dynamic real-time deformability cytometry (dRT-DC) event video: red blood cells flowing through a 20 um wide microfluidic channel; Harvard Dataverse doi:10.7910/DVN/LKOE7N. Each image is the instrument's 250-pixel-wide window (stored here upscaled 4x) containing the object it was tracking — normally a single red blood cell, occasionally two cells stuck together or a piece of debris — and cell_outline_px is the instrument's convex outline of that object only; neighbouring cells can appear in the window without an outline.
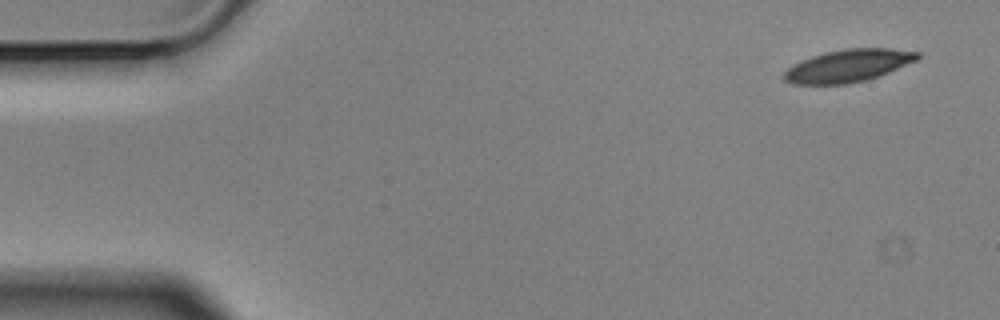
{"species": "Egyptian fruit bat (a non-hibernating species)", "species_latin": "Rousettus aegyptiacus", "temperature_condition": "cold", "stored_images_in_passage": 5, "segment_of_instrument_passage": [1, 2], "camera_frame_rate_fps": 3000, "um_per_image_px": 0.085, "animal": {"sex": "male"}, "frame": {"image": 1, "passage_image": 1, "time_ms": 0.0, "image_size_px": [1000, 320], "cell_outline_px": [[920, 56], [916, 60], [888, 72], [868, 80], [848, 84], [792, 84], [784, 80], [780, 76], [788, 68], [812, 56], [824, 52], [844, 48], [892, 48], [920, 52]], "centroid_in_image_um": [72.08, 5.59], "position_along_channel_um": 12.9, "area_um2": 25.26}}
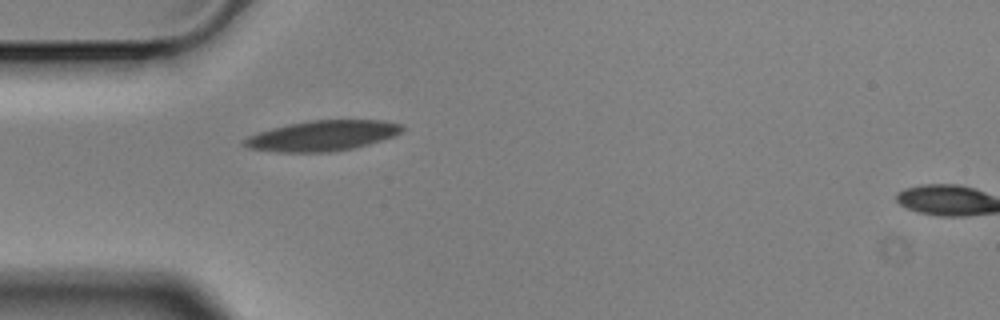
{"frame": {"image": 2, "passage_image": 4, "time_ms": 1.0, "image_size_px": [1000, 320], "cell_outline_px": [[404, 128], [396, 136], [368, 144], [352, 148], [328, 152], [276, 152], [248, 148], [240, 144], [248, 136], [272, 128], [288, 124], [308, 120], [384, 120], [404, 124]], "centroid_in_image_um": [27.42, 11.53], "position_along_channel_um": 57.6, "area_um2": 28.03}}